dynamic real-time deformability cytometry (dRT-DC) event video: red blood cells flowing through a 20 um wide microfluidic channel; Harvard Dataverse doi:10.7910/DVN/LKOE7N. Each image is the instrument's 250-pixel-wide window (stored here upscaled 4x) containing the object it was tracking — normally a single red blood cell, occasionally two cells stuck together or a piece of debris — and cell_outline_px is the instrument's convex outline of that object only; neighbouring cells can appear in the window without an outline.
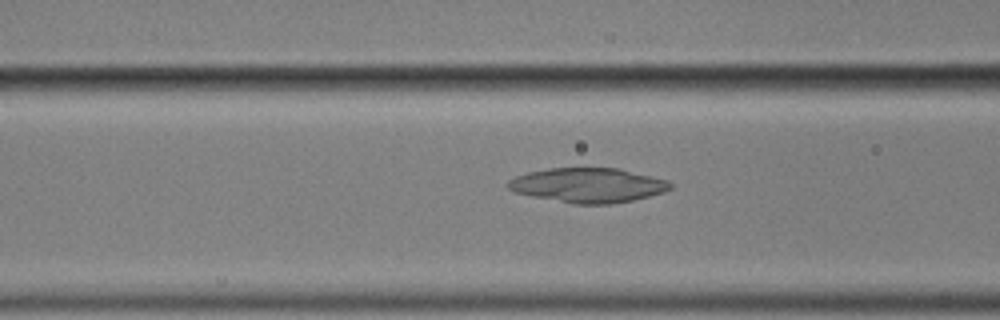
{"species": "common noctule bat (a hibernating species)", "species_latin": "Nyctalus noctula", "temperature_condition": "cold", "stored_images_in_passage": 54, "camera_frame_rate_fps": 3000, "um_per_image_px": 0.085, "animal": {"sex": "male", "body_mass_g": 17.9}, "frame": {"image": 1, "passage_image": 20, "time_ms": 6.333, "image_size_px": [1000, 320], "cell_outline_px": [[672, 188], [664, 192], [632, 200], [612, 204], [572, 204], [532, 196], [516, 192], [508, 188], [508, 180], [516, 176], [528, 172], [548, 168], [620, 168], [668, 180], [672, 184]], "centroid_in_image_um": [50.0, 15.74], "position_along_channel_um": 116.6, "area_um2": 32.71}}
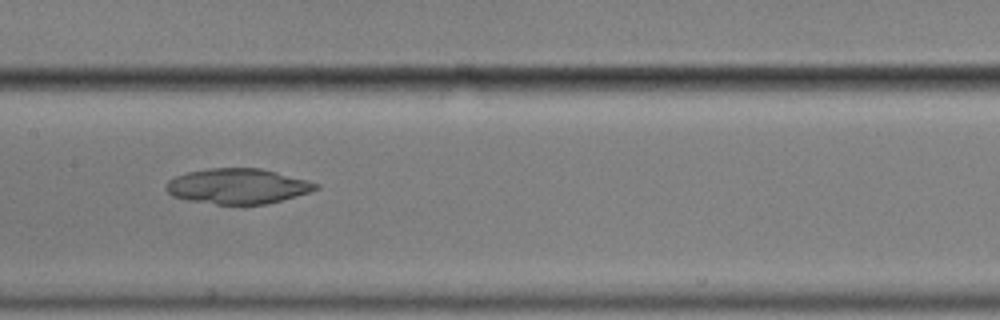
{"frame": {"image": 2, "passage_image": 26, "time_ms": 8.333, "image_size_px": [1000, 320], "cell_outline_px": [[320, 188], [308, 192], [280, 200], [264, 204], [216, 204], [188, 200], [172, 196], [164, 188], [164, 184], [168, 180], [176, 176], [188, 172], [208, 168], [260, 168], [308, 180], [320, 184]], "centroid_in_image_um": [20.17, 15.82], "position_along_channel_um": 187.2, "area_um2": 30.63}}
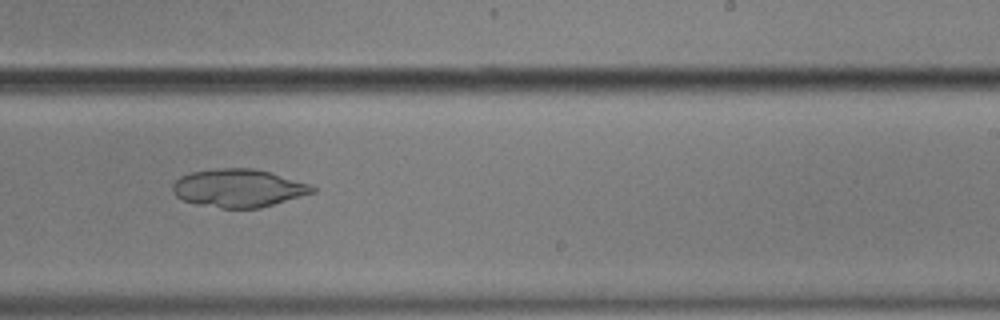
{"frame": {"image": 3, "passage_image": 33, "time_ms": 10.667, "image_size_px": [1000, 320], "cell_outline_px": [[316, 192], [260, 208], [220, 208], [196, 204], [184, 200], [176, 196], [172, 192], [172, 184], [180, 176], [188, 172], [216, 168], [252, 168], [268, 172], [312, 184], [316, 188]], "centroid_in_image_um": [20.25, 15.99], "position_along_channel_um": 268.7, "area_um2": 31.15}}